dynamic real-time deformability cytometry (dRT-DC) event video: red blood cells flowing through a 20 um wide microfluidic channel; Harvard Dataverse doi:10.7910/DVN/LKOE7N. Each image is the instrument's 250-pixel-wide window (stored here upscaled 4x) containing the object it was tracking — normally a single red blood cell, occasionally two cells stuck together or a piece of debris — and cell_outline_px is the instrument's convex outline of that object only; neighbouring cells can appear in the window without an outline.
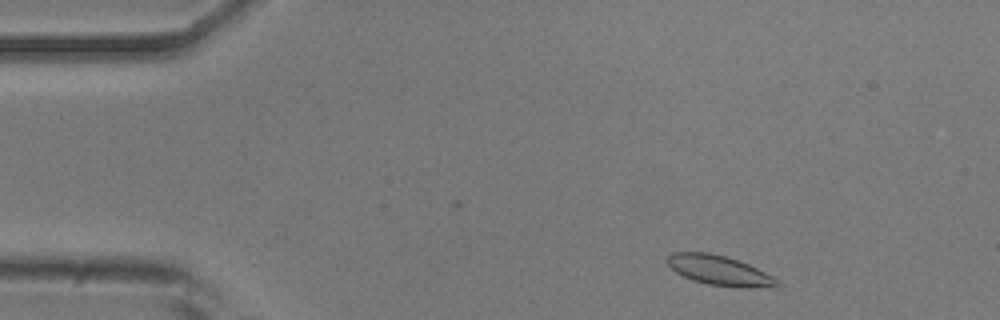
{"species": "common noctule bat (a hibernating species)", "species_latin": "Nyctalus noctula", "temperature_condition": "room temperature", "stored_images_in_passage": 40, "camera_frame_rate_fps": 3000, "um_per_image_px": 0.085, "animal": {"sex": "male", "body_mass_g": 20.5, "forearm_length_mm": 52.5}, "frame": {"image": 1, "passage_image": 3, "time_ms": 0.667, "image_size_px": [1000, 320], "cell_outline_px": [[784, 284], [780, 288], [736, 288], [708, 284], [692, 280], [676, 272], [668, 264], [668, 256], [672, 252], [708, 252], [724, 256], [748, 264], [772, 276]], "centroid_in_image_um": [61.23, 23.02], "position_along_channel_um": 23.8, "area_um2": 19.25}}
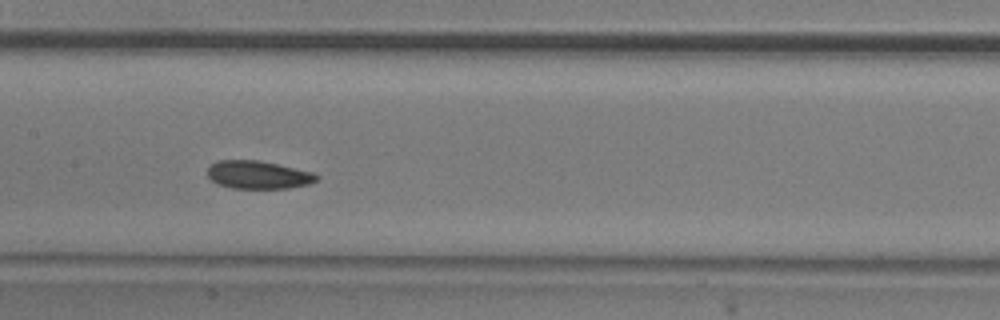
{"frame": {"image": 2, "passage_image": 22, "time_ms": 7.0, "image_size_px": [1000, 320], "cell_outline_px": [[320, 176], [316, 180], [308, 184], [288, 188], [232, 188], [220, 184], [212, 180], [208, 176], [208, 168], [216, 160], [260, 160], [312, 172]], "centroid_in_image_um": [21.94, 14.85], "position_along_channel_um": 185.5, "area_um2": 17.63}}
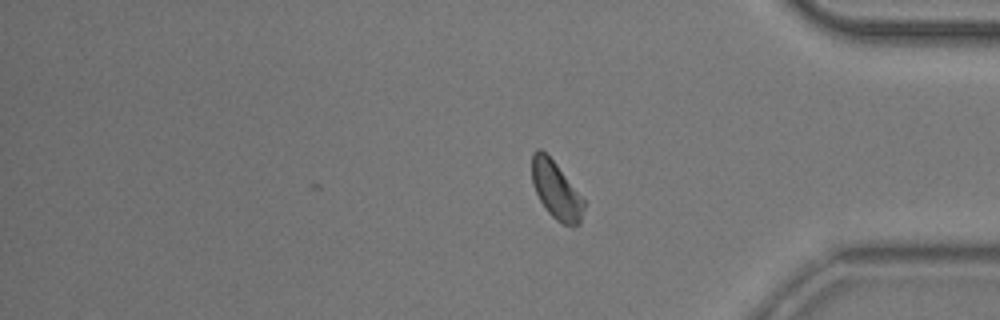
{"frame": {"image": 3, "passage_image": 40, "time_ms": 13.0, "image_size_px": [1000, 320], "cell_outline_px": [[584, 208], [580, 224], [564, 224], [556, 220], [548, 212], [540, 200], [532, 184], [532, 152], [536, 148], [540, 148], [556, 164], [584, 200]], "centroid_in_image_um": [47.24, 16.15], "position_along_channel_um": 388.0, "area_um2": 16.99}, "authors_computed_cell_mechanics": {"area_um2": 18.0625, "velocity_mm_per_s": 3.682, "shape_relaxation_time_tau1_ms": 3.6765, "shape_relaxation_time_tau2_ms": 3.6517, "deformation_change_tau1": 0.0963, "deformation_change_tau2": 0.0715}}